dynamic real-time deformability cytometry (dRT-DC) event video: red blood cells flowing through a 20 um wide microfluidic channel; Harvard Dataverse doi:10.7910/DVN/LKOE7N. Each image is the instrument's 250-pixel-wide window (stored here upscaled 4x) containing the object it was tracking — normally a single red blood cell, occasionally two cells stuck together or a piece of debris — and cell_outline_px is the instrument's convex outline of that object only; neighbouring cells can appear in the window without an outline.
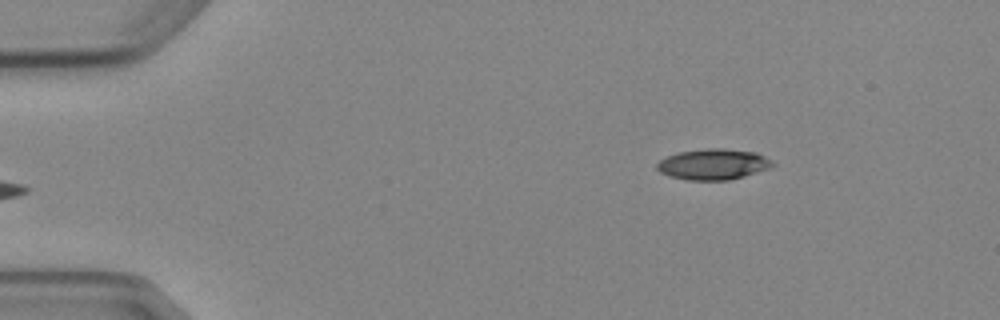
{"species": "Egyptian fruit bat (a non-hibernating species)", "species_latin": "Rousettus aegyptiacus", "temperature_condition": "cold", "stored_images_in_passage": 8, "camera_frame_rate_fps": 3000, "um_per_image_px": 0.085, "animal": {"sex": "female"}, "frame": {"image": 1, "passage_image": 1, "time_ms": 0.0, "image_size_px": [1000, 320], "cell_outline_px": [[776, 164], [772, 168], [744, 176], [728, 180], [688, 180], [672, 176], [660, 172], [656, 168], [656, 164], [660, 160], [668, 156], [680, 152], [708, 148], [724, 148], [756, 152], [772, 160]], "centroid_in_image_um": [60.68, 13.96], "position_along_channel_um": 24.3, "area_um2": 20.75}}
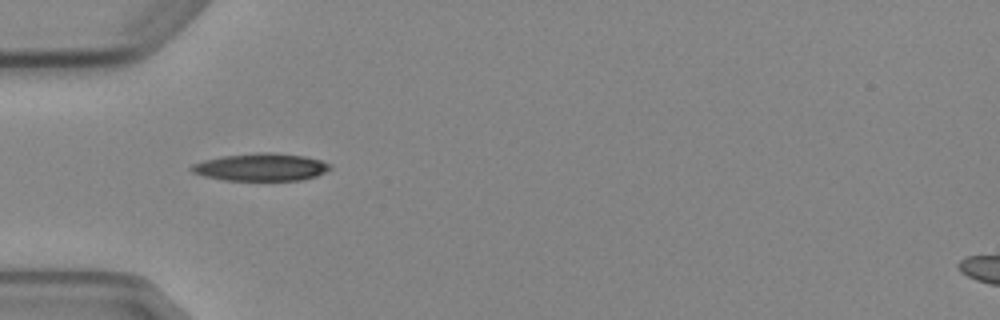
{"frame": {"image": 2, "passage_image": 3, "time_ms": 3.0, "image_size_px": [1000, 320], "cell_outline_px": [[332, 168], [316, 176], [300, 180], [224, 180], [204, 176], [192, 172], [188, 168], [192, 164], [204, 160], [224, 156], [256, 152], [272, 152], [304, 156], [320, 160], [332, 164]], "centroid_in_image_um": [22.18, 14.2], "position_along_channel_um": 62.8, "area_um2": 22.25}}
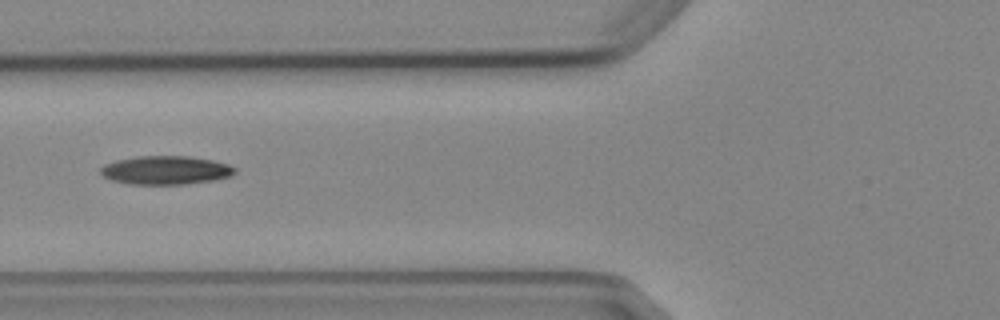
{"frame": {"image": 3, "passage_image": 4, "time_ms": 4.333, "image_size_px": [1000, 320], "cell_outline_px": [[236, 172], [232, 176], [216, 180], [188, 184], [132, 184], [112, 180], [104, 176], [100, 172], [100, 168], [104, 164], [116, 160], [136, 156], [188, 156], [212, 160], [228, 164], [236, 168]], "centroid_in_image_um": [14.12, 14.46], "position_along_channel_um": 111.7, "area_um2": 22.48}}